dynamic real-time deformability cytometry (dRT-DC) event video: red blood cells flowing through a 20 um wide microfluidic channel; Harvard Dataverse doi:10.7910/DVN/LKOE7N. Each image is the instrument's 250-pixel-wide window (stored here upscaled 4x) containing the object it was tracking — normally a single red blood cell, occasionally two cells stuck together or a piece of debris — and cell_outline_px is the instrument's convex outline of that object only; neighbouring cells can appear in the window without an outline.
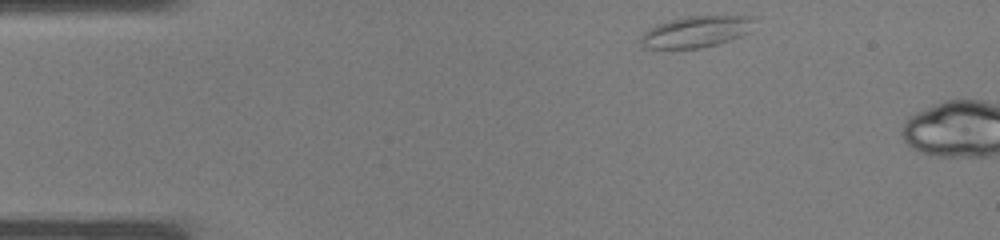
{"species": "common noctule bat (a hibernating species)", "species_latin": "Nyctalus noctula", "temperature_condition": "warm", "stored_images_in_passage": 3, "camera_frame_rate_fps": 3000, "um_per_image_px": 0.085, "animal": {"sex": "male", "body_mass_g": 19.0, "forearm_length_mm": 50.8}, "frame": {"image": 1, "passage_image": 1, "time_ms": 0.0, "image_size_px": [1000, 240], "cell_outline_px": [[756, 16], [748, 32], [740, 36], [716, 44], [700, 48], [644, 48], [640, 44], [640, 36], [648, 28], [656, 24], [688, 16]], "centroid_in_image_um": [59.12, 2.69], "position_along_channel_um": 25.9, "area_um2": 20.52}}